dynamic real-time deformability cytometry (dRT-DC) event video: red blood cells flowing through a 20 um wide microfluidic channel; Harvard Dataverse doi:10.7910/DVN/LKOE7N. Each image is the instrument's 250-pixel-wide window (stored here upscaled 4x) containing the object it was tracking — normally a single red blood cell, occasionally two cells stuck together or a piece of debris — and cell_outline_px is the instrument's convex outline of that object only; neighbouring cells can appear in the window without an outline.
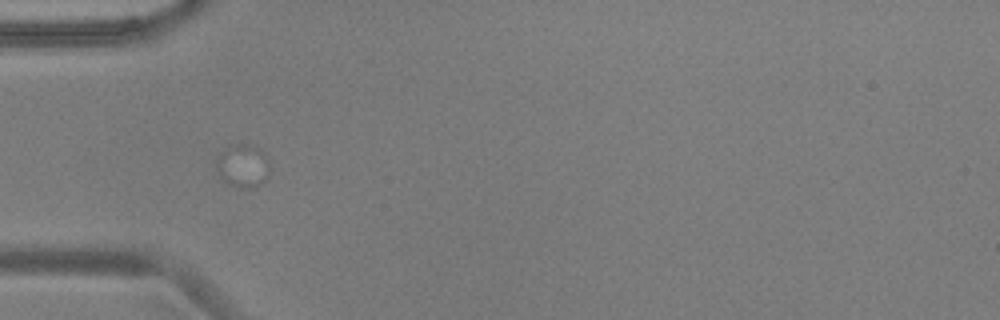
{"species": "common noctule bat (a hibernating species)", "species_latin": "Nyctalus noctula", "temperature_condition": "warm", "stored_images_in_passage": 4, "camera_frame_rate_fps": 3000, "um_per_image_px": 0.085, "animal": {"sex": "male", "body_mass_g": 17.9, "forearm_length_mm": 54.2}, "frame": {"image": 1, "passage_image": 1, "time_ms": 0.0, "image_size_px": [1000, 320], "cell_outline_px": [[268, 180], [264, 184], [252, 188], [240, 188], [224, 180], [220, 176], [216, 168], [216, 160], [224, 148], [228, 144], [248, 144], [260, 148], [264, 152], [268, 160]], "centroid_in_image_um": [20.67, 14.08], "position_along_channel_um": 64.3, "area_um2": 13.64}}
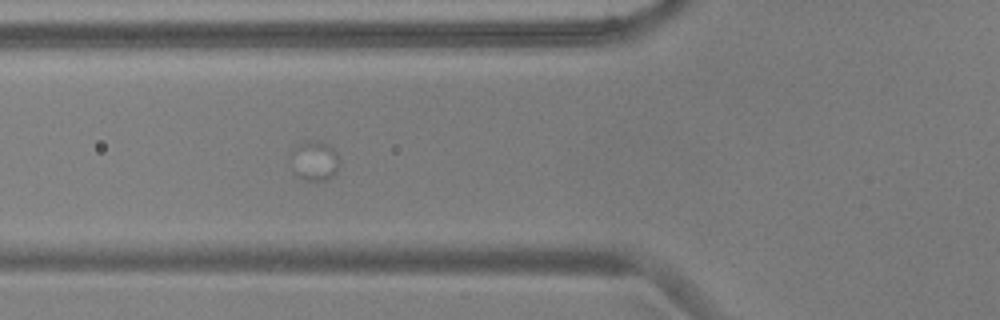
{"frame": {"image": 2, "passage_image": 4, "time_ms": 1.0, "image_size_px": [1000, 320], "cell_outline_px": [[340, 164], [336, 172], [328, 180], [308, 180], [292, 172], [288, 156], [292, 148], [304, 140], [320, 140], [332, 148], [340, 156]], "centroid_in_image_um": [26.69, 13.63], "position_along_channel_um": 99.1, "area_um2": 11.79}}